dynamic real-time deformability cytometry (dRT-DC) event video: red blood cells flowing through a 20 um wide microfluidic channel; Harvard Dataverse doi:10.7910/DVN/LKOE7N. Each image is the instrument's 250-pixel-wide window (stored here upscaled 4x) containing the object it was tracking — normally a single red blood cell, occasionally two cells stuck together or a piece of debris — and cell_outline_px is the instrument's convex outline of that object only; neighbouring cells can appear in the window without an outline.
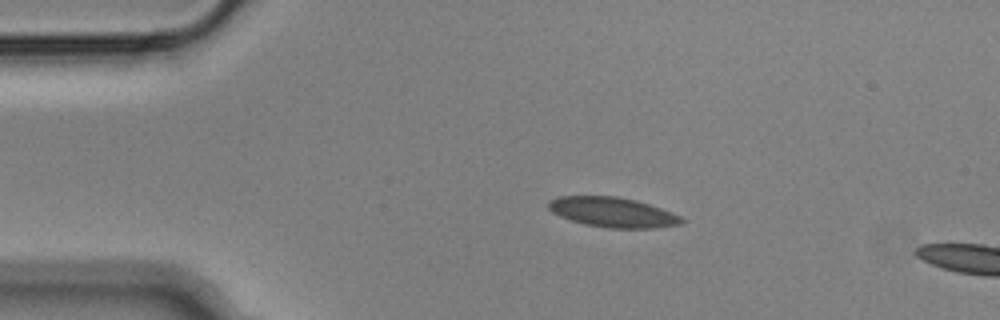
{"species": "Egyptian fruit bat (a non-hibernating species)", "species_latin": "Rousettus aegyptiacus", "temperature_condition": "cold", "stored_images_in_passage": 14, "camera_frame_rate_fps": 3000, "um_per_image_px": 0.085, "animal": {"sex": "male"}, "frame": {"image": 1, "passage_image": 10, "time_ms": 3.0, "image_size_px": [1000, 320], "cell_outline_px": [[684, 220], [680, 224], [652, 228], [608, 228], [584, 224], [560, 216], [552, 212], [548, 208], [548, 200], [556, 196], [616, 196], [636, 200], [672, 212], [680, 216]], "centroid_in_image_um": [52.04, 18.03], "position_along_channel_um": 33.0, "area_um2": 23.12}}